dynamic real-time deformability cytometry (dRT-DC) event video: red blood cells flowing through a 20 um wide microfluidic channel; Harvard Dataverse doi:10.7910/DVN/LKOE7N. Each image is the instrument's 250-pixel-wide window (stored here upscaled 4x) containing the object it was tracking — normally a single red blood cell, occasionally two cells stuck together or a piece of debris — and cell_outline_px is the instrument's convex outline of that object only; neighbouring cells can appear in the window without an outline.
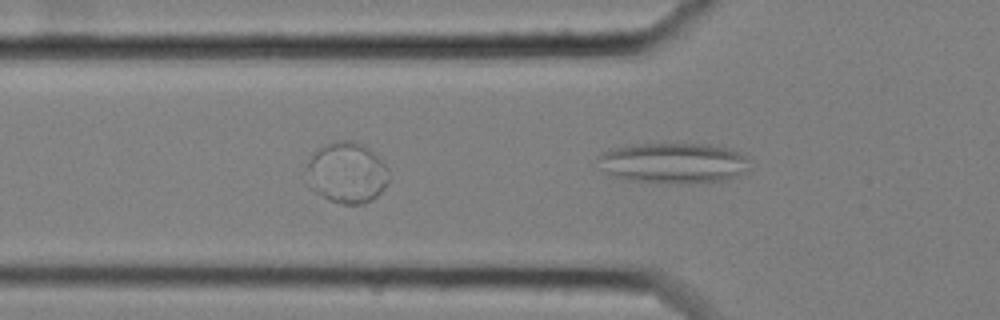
{"species": "common noctule bat (a hibernating species)", "species_latin": "Nyctalus noctula", "temperature_condition": "cold", "stored_images_in_passage": 41, "camera_frame_rate_fps": 3000, "um_per_image_px": 0.085, "animal": {"sex": "female", "body_mass_g": 25.1}, "frame": {"image": 1, "passage_image": 3, "time_ms": 0.667, "image_size_px": [1000, 320], "cell_outline_px": [[748, 172], [724, 180], [692, 184], [680, 184], [628, 180], [616, 176], [608, 172], [600, 156], [604, 152], [612, 148], [632, 144], [708, 144], [732, 148], [744, 156], [748, 160]], "centroid_in_image_um": [57.36, 13.86], "position_along_channel_um": 68.4, "area_um2": 35.55}}
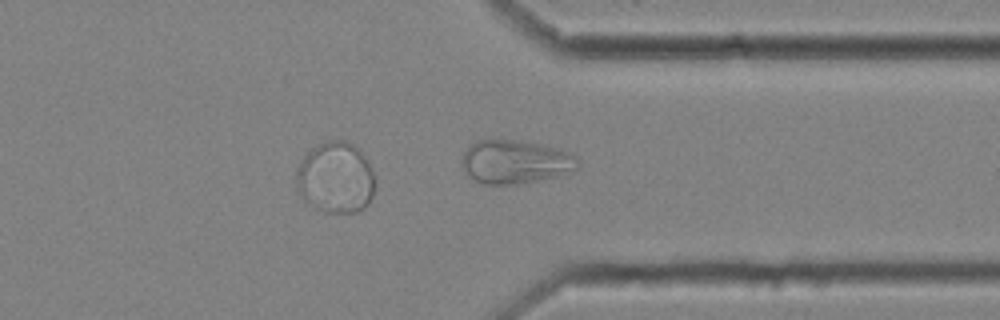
{"frame": {"image": 2, "passage_image": 29, "time_ms": 9.333, "image_size_px": [1000, 320], "cell_outline_px": [[580, 164], [572, 172], [556, 176], [520, 184], [484, 184], [476, 180], [464, 168], [464, 152], [476, 140], [520, 140], [540, 144], [556, 148], [568, 152], [576, 156]], "centroid_in_image_um": [43.86, 13.75], "position_along_channel_um": 367.5, "area_um2": 29.02}}
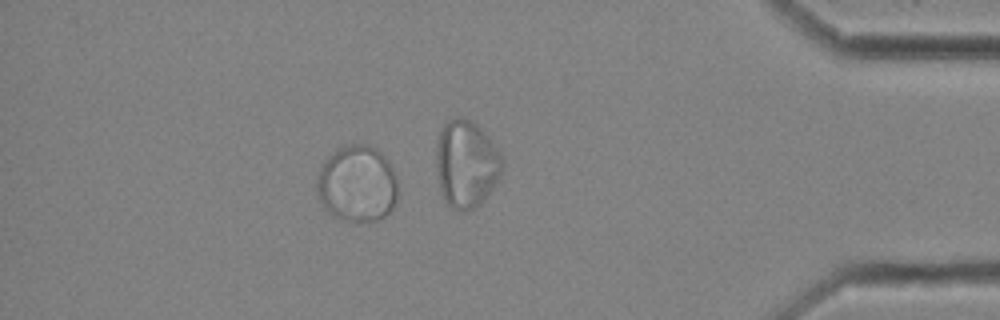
{"frame": {"image": 3, "passage_image": 34, "time_ms": 11.0, "image_size_px": [1000, 320], "cell_outline_px": [[396, 200], [392, 212], [380, 220], [348, 220], [332, 216], [324, 208], [316, 192], [316, 180], [320, 168], [344, 144], [368, 144], [376, 148], [388, 160], [392, 168], [396, 180]], "centroid_in_image_um": [30.37, 15.64], "position_along_channel_um": 404.8, "area_um2": 35.95}, "authors_computed_cell_mechanics": {"area_um2": 25.6632, "velocity_mm_per_s": 3.4561, "shape_relaxation_time_tau1_ms": null, "shape_relaxation_time_tau2_ms": 2.4554, "deformation_change_tau1": null, "deformation_change_tau2": 0.0679}}